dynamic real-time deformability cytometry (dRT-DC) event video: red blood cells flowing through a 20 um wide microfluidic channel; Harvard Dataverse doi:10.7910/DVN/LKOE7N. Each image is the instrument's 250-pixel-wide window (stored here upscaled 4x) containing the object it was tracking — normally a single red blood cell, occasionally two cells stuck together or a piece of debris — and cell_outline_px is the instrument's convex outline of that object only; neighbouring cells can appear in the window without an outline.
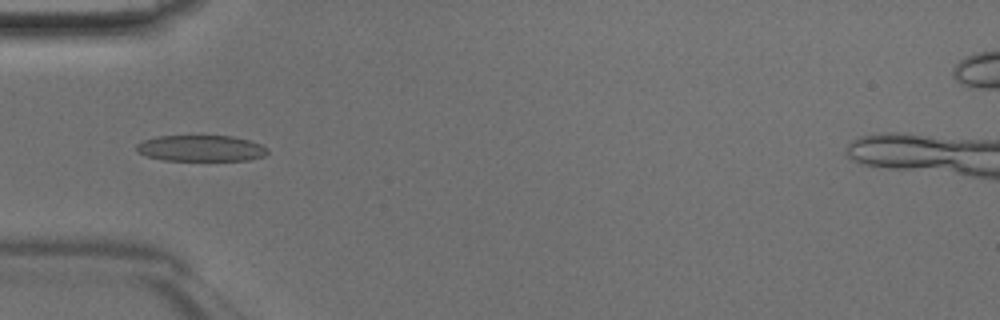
{"species": "Egyptian fruit bat (a non-hibernating species)", "species_latin": "Rousettus aegyptiacus", "temperature_condition": "room temperature", "stored_images_in_passage": 46, "camera_frame_rate_fps": 3000, "um_per_image_px": 0.085, "animal": {"sex": "male"}, "frame": {"image": 1, "passage_image": 15, "time_ms": 4.667, "image_size_px": [1000, 320], "cell_outline_px": [[268, 152], [264, 156], [248, 160], [164, 160], [148, 156], [136, 152], [136, 144], [144, 140], [156, 136], [232, 136], [248, 140], [260, 144], [268, 148]], "centroid_in_image_um": [17.07, 12.6], "position_along_channel_um": 67.9, "area_um2": 19.88}}
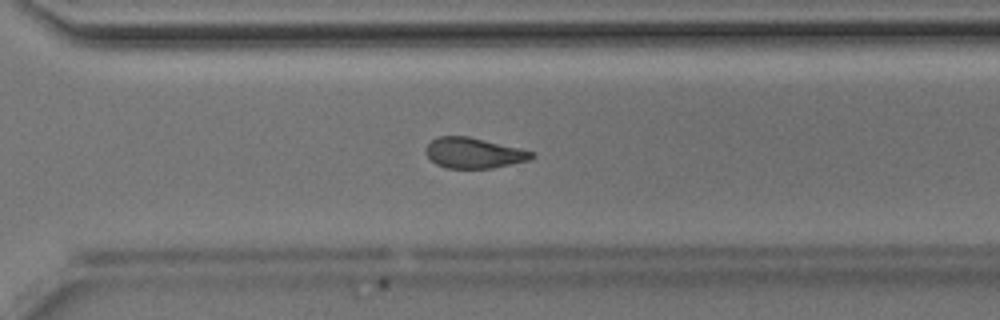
{"frame": {"image": 2, "passage_image": 33, "time_ms": 10.667, "image_size_px": [1000, 320], "cell_outline_px": [[536, 156], [528, 160], [492, 168], [448, 168], [436, 164], [428, 156], [428, 144], [436, 136], [468, 136], [520, 148], [536, 152]], "centroid_in_image_um": [40.31, 13.0], "position_along_channel_um": 330.3, "area_um2": 18.61}}
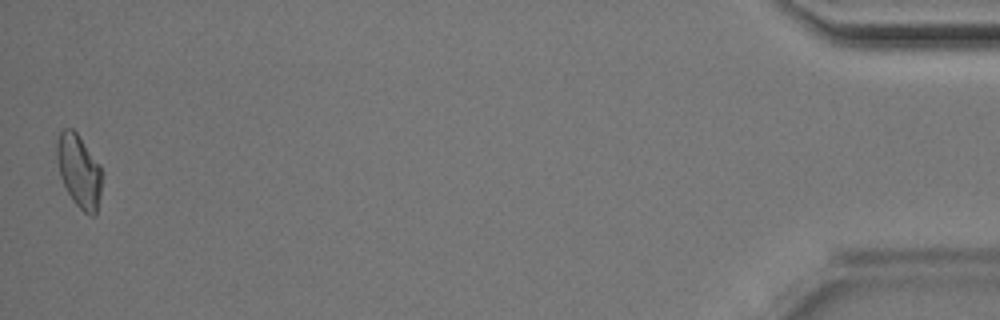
{"frame": {"image": 3, "passage_image": 46, "time_ms": 15.0, "image_size_px": [1000, 320], "cell_outline_px": [[100, 196], [96, 212], [92, 216], [88, 216], [72, 200], [60, 176], [56, 156], [56, 140], [60, 132], [64, 128], [72, 128], [76, 132], [100, 164]], "centroid_in_image_um": [6.69, 14.51], "position_along_channel_um": 428.5, "area_um2": 18.96}}